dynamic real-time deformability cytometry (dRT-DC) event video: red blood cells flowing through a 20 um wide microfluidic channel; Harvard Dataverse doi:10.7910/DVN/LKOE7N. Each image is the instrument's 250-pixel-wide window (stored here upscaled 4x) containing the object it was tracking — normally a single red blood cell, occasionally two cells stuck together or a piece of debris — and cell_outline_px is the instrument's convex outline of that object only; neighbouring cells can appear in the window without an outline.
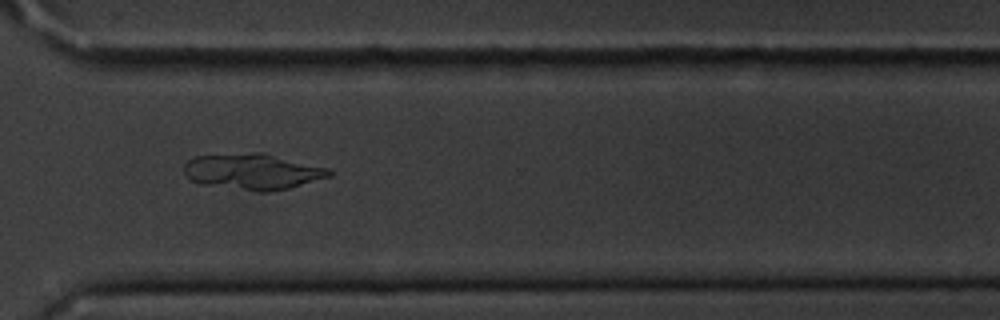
{"species": "common noctule bat (a hibernating species)", "species_latin": "Nyctalus noctula", "temperature_condition": "cold", "stored_images_in_passage": 32, "camera_frame_rate_fps": 3000, "um_per_image_px": 0.085, "animal": {"sex": "male", "body_mass_g": 20.1, "forearm_length_mm": 53.5}, "frame": {"image": 1, "passage_image": 28, "time_ms": 9.0, "image_size_px": [1000, 320], "cell_outline_px": [[332, 176], [288, 188], [268, 192], [260, 192], [204, 184], [192, 180], [184, 176], [184, 164], [188, 160], [196, 156], [252, 152], [260, 152], [328, 168], [332, 172]], "centroid_in_image_um": [21.47, 14.58], "position_along_channel_um": 349.1, "area_um2": 30.11}}